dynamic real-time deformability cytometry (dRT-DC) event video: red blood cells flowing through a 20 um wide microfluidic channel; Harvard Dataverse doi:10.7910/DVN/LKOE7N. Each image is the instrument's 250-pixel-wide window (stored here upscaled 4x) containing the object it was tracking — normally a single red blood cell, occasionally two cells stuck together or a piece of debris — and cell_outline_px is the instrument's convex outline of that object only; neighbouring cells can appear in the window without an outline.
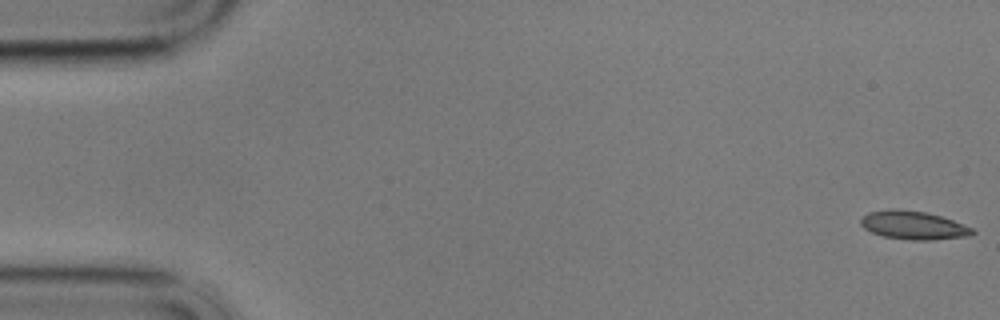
{"species": "common noctule bat (a hibernating species)", "species_latin": "Nyctalus noctula", "temperature_condition": "cold", "stored_images_in_passage": 8, "camera_frame_rate_fps": 3000, "um_per_image_px": 0.085, "animal": {"sex": "male", "body_mass_g": 17.9}, "frame": {"image": 1, "passage_image": 1, "time_ms": 0.0, "image_size_px": [1000, 320], "cell_outline_px": [[976, 232], [968, 236], [932, 240], [908, 240], [884, 236], [872, 232], [864, 228], [860, 224], [860, 220], [868, 212], [892, 208], [924, 212], [940, 216], [952, 220], [972, 228]], "centroid_in_image_um": [77.62, 19.15], "position_along_channel_um": 7.4, "area_um2": 18.32}}